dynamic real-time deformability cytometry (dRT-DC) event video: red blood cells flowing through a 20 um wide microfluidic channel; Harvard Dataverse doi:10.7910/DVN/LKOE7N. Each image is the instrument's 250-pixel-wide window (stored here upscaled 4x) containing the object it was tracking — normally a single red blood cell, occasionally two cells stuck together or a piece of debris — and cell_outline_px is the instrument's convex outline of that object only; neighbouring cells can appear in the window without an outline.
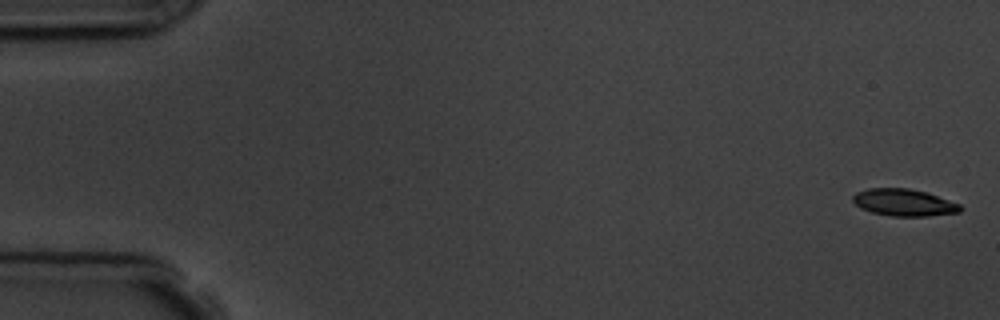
{"species": "common noctule bat (a hibernating species)", "species_latin": "Nyctalus noctula", "temperature_condition": "room temperature", "stored_images_in_passage": 7, "camera_frame_rate_fps": 3000, "um_per_image_px": 0.085, "animal": {"sex": "male", "body_mass_g": 19.5, "forearm_length_mm": 54.6}, "frame": {"image": 1, "passage_image": 1, "time_ms": 0.0, "image_size_px": [1000, 320], "cell_outline_px": [[964, 208], [960, 212], [928, 216], [892, 216], [872, 212], [860, 208], [852, 200], [852, 196], [856, 192], [868, 188], [908, 188], [924, 192], [960, 204]], "centroid_in_image_um": [76.82, 17.22], "position_along_channel_um": 8.2, "area_um2": 16.82}}
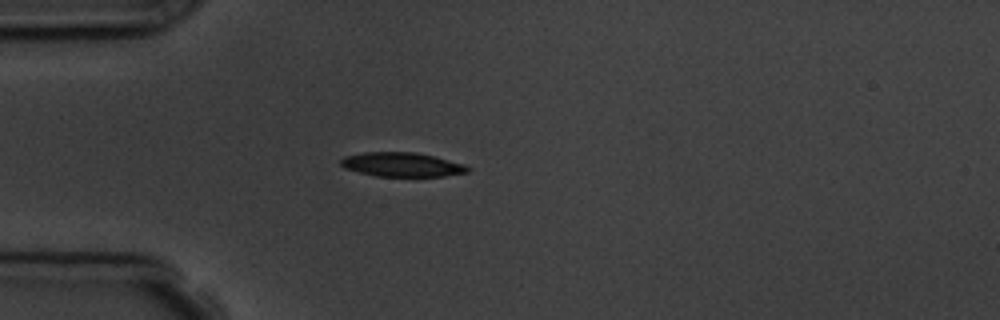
{"frame": {"image": 2, "passage_image": 5, "time_ms": 4.667, "image_size_px": [1000, 320], "cell_outline_px": [[472, 168], [468, 172], [444, 176], [376, 176], [344, 168], [340, 164], [340, 160], [344, 156], [364, 152], [416, 152], [464, 164]], "centroid_in_image_um": [34.15, 13.98], "position_along_channel_um": 50.8, "area_um2": 17.8}}